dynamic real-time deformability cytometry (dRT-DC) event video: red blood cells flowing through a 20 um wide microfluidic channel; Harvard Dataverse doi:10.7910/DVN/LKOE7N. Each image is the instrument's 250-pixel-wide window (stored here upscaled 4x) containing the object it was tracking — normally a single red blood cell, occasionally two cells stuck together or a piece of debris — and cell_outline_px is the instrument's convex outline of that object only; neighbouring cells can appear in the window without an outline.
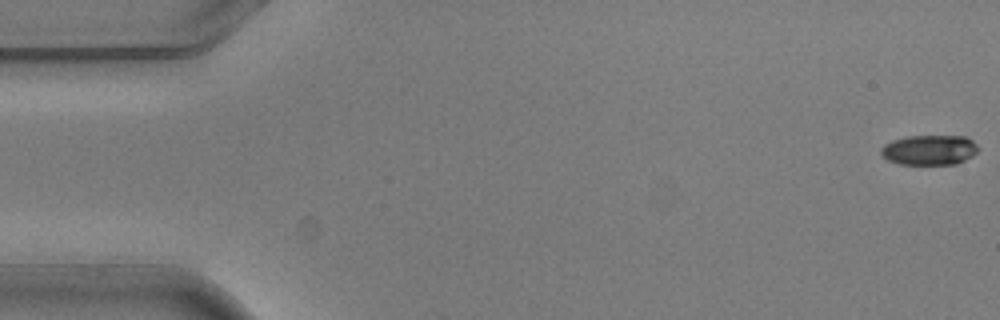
{"species": "common noctule bat (a hibernating species)", "species_latin": "Nyctalus noctula", "temperature_condition": "warm", "stored_images_in_passage": 5, "camera_frame_rate_fps": 3000, "um_per_image_px": 0.085, "animal": {"sex": "male", "body_mass_g": 20.5, "forearm_length_mm": 52.5}, "frame": {"image": 1, "passage_image": 1, "time_ms": 0.0, "image_size_px": [1000, 320], "cell_outline_px": [[980, 148], [972, 156], [956, 164], [900, 164], [888, 160], [880, 152], [880, 148], [884, 144], [892, 140], [908, 136], [968, 136]], "centroid_in_image_um": [79.01, 12.74], "position_along_channel_um": 6.0, "area_um2": 17.05}}
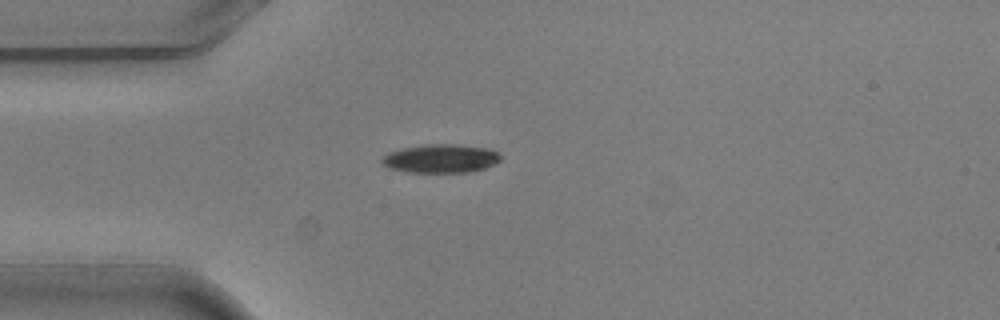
{"frame": {"image": 2, "passage_image": 5, "time_ms": 1.333, "image_size_px": [1000, 320], "cell_outline_px": [[500, 160], [496, 164], [484, 168], [468, 172], [408, 172], [388, 168], [380, 164], [380, 160], [388, 152], [404, 148], [432, 144], [452, 144], [488, 148], [496, 152], [500, 156]], "centroid_in_image_um": [37.43, 13.48], "position_along_channel_um": 47.6, "area_um2": 19.65}}